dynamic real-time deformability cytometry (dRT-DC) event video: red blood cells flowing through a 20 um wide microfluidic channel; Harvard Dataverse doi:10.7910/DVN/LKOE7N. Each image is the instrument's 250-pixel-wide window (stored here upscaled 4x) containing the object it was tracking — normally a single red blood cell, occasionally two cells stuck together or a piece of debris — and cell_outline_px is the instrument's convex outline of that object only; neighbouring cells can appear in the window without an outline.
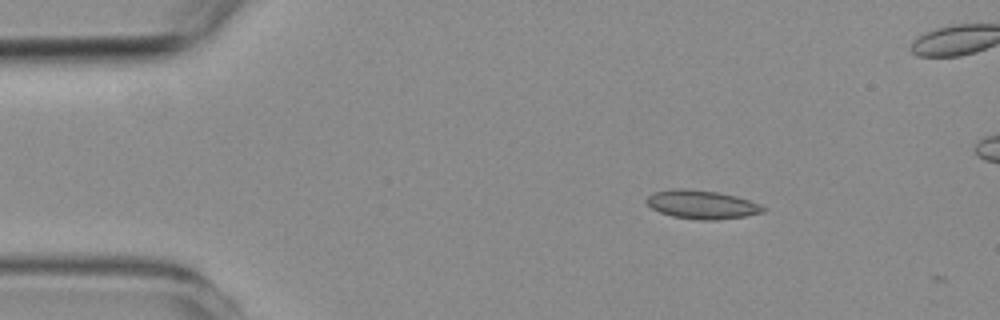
{"species": "common noctule bat (a hibernating species)", "species_latin": "Nyctalus noctula", "temperature_condition": "room temperature", "stored_images_in_passage": 4, "camera_frame_rate_fps": 3000, "um_per_image_px": 0.085, "animal": {"sex": "female", "body_mass_g": 19.3, "forearm_length_mm": 54.1}, "frame": {"image": 1, "passage_image": 2, "time_ms": 0.333, "image_size_px": [1000, 320], "cell_outline_px": [[764, 212], [744, 216], [716, 220], [700, 220], [672, 216], [660, 212], [652, 208], [644, 200], [652, 192], [672, 188], [688, 188], [716, 192], [736, 196], [760, 204], [764, 208]], "centroid_in_image_um": [59.6, 17.37], "position_along_channel_um": 25.4, "area_um2": 19.42}}